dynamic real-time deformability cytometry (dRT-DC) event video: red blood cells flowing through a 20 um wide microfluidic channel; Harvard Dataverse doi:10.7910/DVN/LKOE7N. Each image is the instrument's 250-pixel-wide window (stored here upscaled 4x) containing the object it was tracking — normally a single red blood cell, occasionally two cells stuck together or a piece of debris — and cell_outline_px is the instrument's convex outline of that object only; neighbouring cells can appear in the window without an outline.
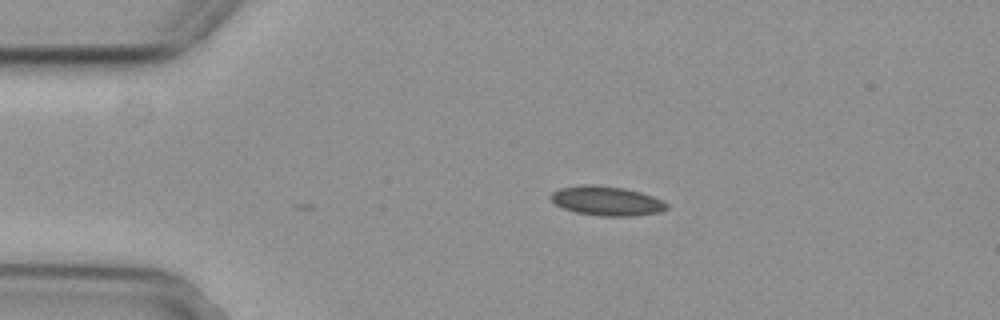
{"species": "common noctule bat (a hibernating species)", "species_latin": "Nyctalus noctula", "temperature_condition": "cold", "stored_images_in_passage": 42, "camera_frame_rate_fps": 3000, "um_per_image_px": 0.085, "animal": {"sex": "female", "body_mass_g": 29.2, "forearm_length_mm": 56.3}, "frame": {"image": 1, "passage_image": 1, "time_ms": 0.0, "image_size_px": [1000, 320], "cell_outline_px": [[668, 208], [660, 212], [632, 216], [600, 216], [576, 212], [564, 208], [556, 204], [548, 196], [552, 192], [560, 188], [580, 184], [596, 184], [624, 188], [640, 192], [652, 196], [668, 204]], "centroid_in_image_um": [51.54, 17.06], "position_along_channel_um": 33.5, "area_um2": 19.88}}
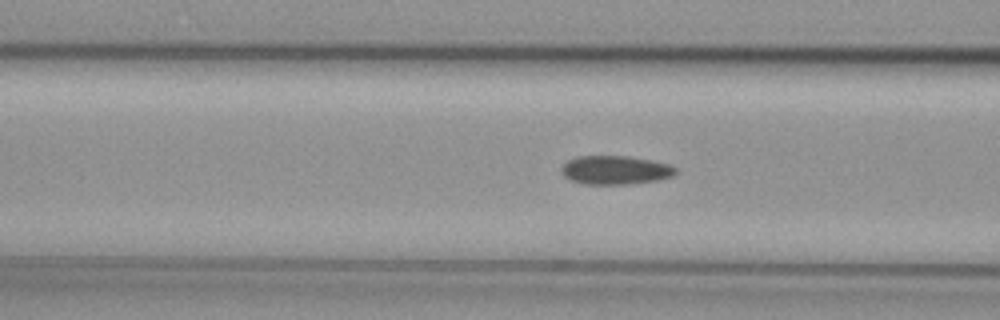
{"frame": {"image": 2, "passage_image": 11, "time_ms": 3.333, "image_size_px": [1000, 320], "cell_outline_px": [[676, 172], [672, 176], [656, 180], [628, 184], [584, 184], [572, 180], [564, 176], [560, 168], [568, 160], [576, 156], [628, 156], [652, 160], [668, 164], [676, 168]], "centroid_in_image_um": [52.28, 14.45], "position_along_channel_um": 114.3, "area_um2": 19.02}}
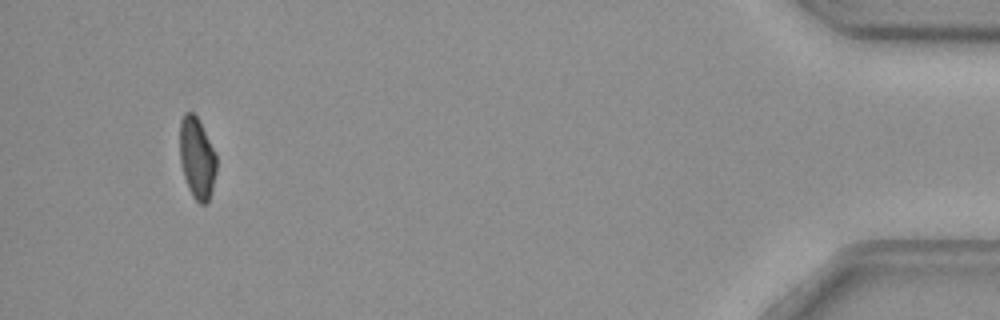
{"frame": {"image": 3, "passage_image": 42, "time_ms": 13.667, "image_size_px": [1000, 320], "cell_outline_px": [[216, 172], [212, 188], [208, 200], [204, 204], [200, 204], [192, 196], [188, 188], [180, 164], [180, 120], [184, 112], [192, 112], [200, 120], [216, 152]], "centroid_in_image_um": [16.74, 13.39], "position_along_channel_um": 418.5, "area_um2": 17.57}}